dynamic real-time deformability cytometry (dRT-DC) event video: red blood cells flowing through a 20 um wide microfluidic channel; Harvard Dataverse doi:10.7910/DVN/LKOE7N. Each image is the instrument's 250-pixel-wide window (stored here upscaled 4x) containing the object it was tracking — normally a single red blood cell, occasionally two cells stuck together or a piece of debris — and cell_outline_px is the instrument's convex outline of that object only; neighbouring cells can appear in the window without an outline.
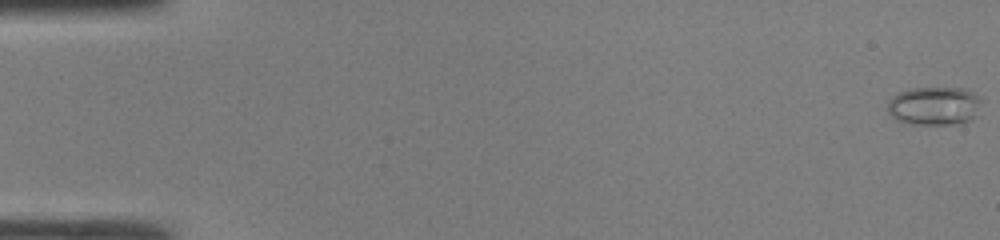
{"species": "common noctule bat (a hibernating species)", "species_latin": "Nyctalus noctula", "temperature_condition": "room temperature", "stored_images_in_passage": 48, "camera_frame_rate_fps": 3000, "um_per_image_px": 0.085, "animal": {"sex": "male", "body_mass_g": 19.0, "forearm_length_mm": 50.8}, "frame": {"image": 1, "passage_image": 1, "time_ms": 0.0, "image_size_px": [1000, 240], "cell_outline_px": [[980, 100], [976, 116], [972, 120], [956, 124], [916, 124], [900, 120], [892, 116], [888, 112], [888, 100], [892, 96], [908, 88], [964, 88], [972, 92]], "centroid_in_image_um": [79.4, 8.99], "position_along_channel_um": 5.6, "area_um2": 20.87}}
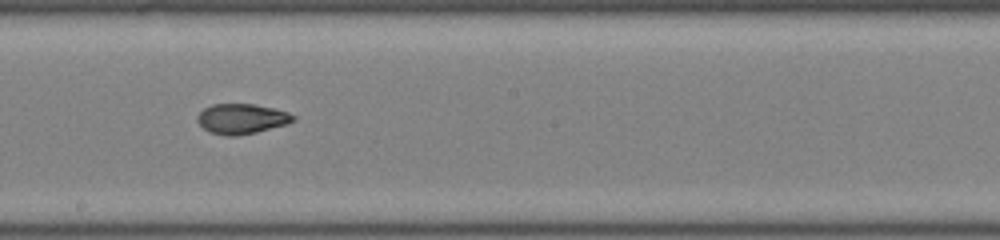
{"frame": {"image": 2, "passage_image": 28, "time_ms": 9.0, "image_size_px": [1000, 240], "cell_outline_px": [[296, 120], [288, 124], [256, 132], [236, 136], [228, 136], [208, 132], [196, 120], [196, 116], [204, 108], [212, 104], [252, 104], [272, 108], [288, 112], [296, 116]], "centroid_in_image_um": [20.54, 10.1], "position_along_channel_um": 227.7, "area_um2": 16.88}}
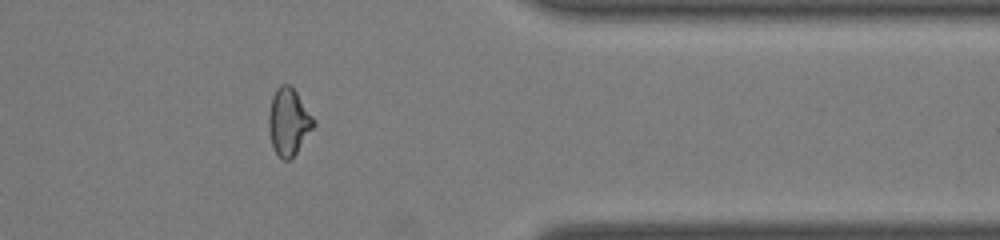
{"frame": {"image": 3, "passage_image": 40, "time_ms": 13.0, "image_size_px": [1000, 240], "cell_outline_px": [[316, 124], [296, 152], [288, 160], [280, 160], [272, 148], [268, 128], [268, 116], [272, 96], [276, 88], [280, 84], [288, 84], [296, 92], [316, 120]], "centroid_in_image_um": [24.51, 10.36], "position_along_channel_um": 386.9, "area_um2": 17.63}, "authors_computed_cell_mechanics": {"area_um2": 17.34, "velocity_mm_per_s": 4.3178, "shape_relaxation_time_tau1_ms": null, "shape_relaxation_time_tau2_ms": 1.1303, "deformation_change_tau1": null, "deformation_change_tau2": 0.0565}}